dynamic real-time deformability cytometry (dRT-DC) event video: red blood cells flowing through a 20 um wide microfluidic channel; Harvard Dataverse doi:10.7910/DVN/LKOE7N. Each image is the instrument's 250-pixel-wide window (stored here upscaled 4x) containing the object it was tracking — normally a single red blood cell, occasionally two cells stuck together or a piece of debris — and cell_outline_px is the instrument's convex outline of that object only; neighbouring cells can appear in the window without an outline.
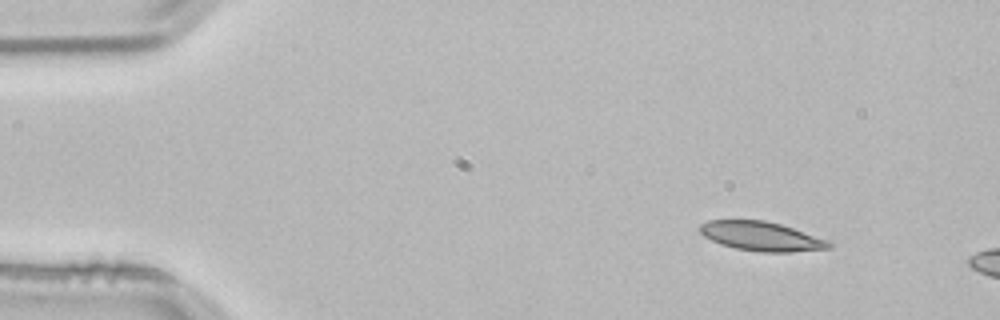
{"species": "common noctule bat (a hibernating species)", "species_latin": "Nyctalus noctula", "temperature_condition": "room temperature", "stored_images_in_passage": 3, "camera_frame_rate_fps": 3000, "um_per_image_px": 0.085, "animal": {"sex": "male", "body_mass_g": 21.5, "forearm_length_mm": 52.0}, "frame": {"image": 1, "passage_image": 1, "time_ms": 0.0, "image_size_px": [1000, 320], "cell_outline_px": [[832, 248], [792, 252], [760, 252], [736, 248], [720, 244], [704, 236], [700, 232], [700, 224], [708, 220], [764, 220], [780, 224], [828, 240], [832, 244]], "centroid_in_image_um": [64.71, 20.09], "position_along_channel_um": 20.3, "area_um2": 21.85}}